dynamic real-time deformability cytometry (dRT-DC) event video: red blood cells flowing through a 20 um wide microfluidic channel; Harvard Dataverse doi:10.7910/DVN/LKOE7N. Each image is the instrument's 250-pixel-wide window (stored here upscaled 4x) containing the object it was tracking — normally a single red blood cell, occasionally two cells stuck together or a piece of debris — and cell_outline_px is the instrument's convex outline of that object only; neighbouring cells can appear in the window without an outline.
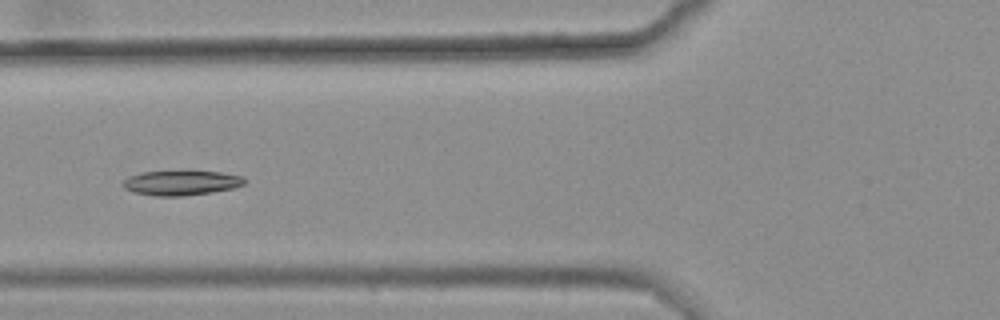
{"species": "common noctule bat (a hibernating species)", "species_latin": "Nyctalus noctula", "temperature_condition": "warm", "stored_images_in_passage": 5, "camera_frame_rate_fps": 3000, "um_per_image_px": 0.085, "animal": {"sex": "female", "body_mass_g": 25.1}, "frame": {"image": 1, "passage_image": 2, "time_ms": 0.333, "image_size_px": [1000, 320], "cell_outline_px": [[248, 180], [244, 184], [232, 188], [212, 192], [184, 196], [152, 196], [132, 192], [124, 188], [124, 180], [128, 176], [144, 172], [188, 168], [220, 172], [244, 176]], "centroid_in_image_um": [15.43, 15.49], "position_along_channel_um": 110.4, "area_um2": 18.5}}
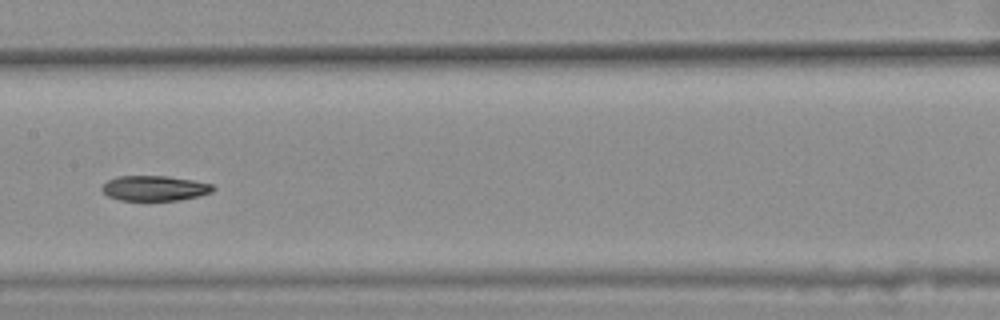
{"frame": {"image": 2, "passage_image": 4, "time_ms": 1.0, "image_size_px": [1000, 320], "cell_outline_px": [[216, 188], [212, 192], [200, 196], [180, 200], [120, 200], [108, 196], [100, 188], [108, 180], [116, 176], [168, 176], [192, 180], [212, 184]], "centroid_in_image_um": [13.16, 16.0], "position_along_channel_um": 194.2, "area_um2": 16.3}}
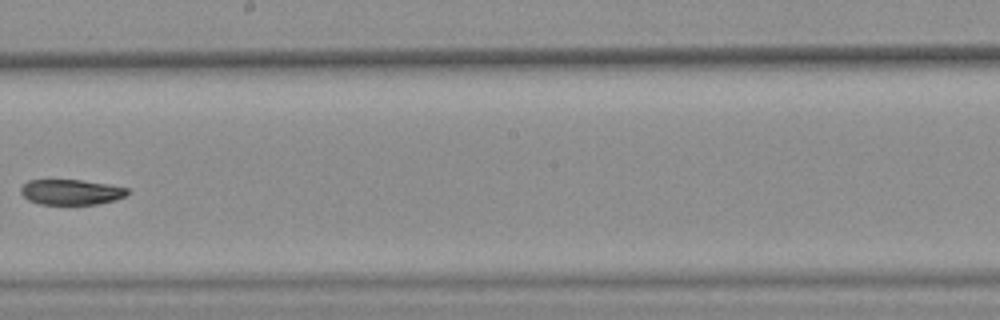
{"frame": {"image": 3, "passage_image": 5, "time_ms": 1.333, "image_size_px": [1000, 320], "cell_outline_px": [[128, 192], [124, 196], [116, 200], [96, 204], [40, 204], [28, 200], [20, 192], [20, 188], [28, 180], [80, 180], [108, 184], [128, 188]], "centroid_in_image_um": [6.03, 16.32], "position_along_channel_um": 242.2, "area_um2": 15.66}}